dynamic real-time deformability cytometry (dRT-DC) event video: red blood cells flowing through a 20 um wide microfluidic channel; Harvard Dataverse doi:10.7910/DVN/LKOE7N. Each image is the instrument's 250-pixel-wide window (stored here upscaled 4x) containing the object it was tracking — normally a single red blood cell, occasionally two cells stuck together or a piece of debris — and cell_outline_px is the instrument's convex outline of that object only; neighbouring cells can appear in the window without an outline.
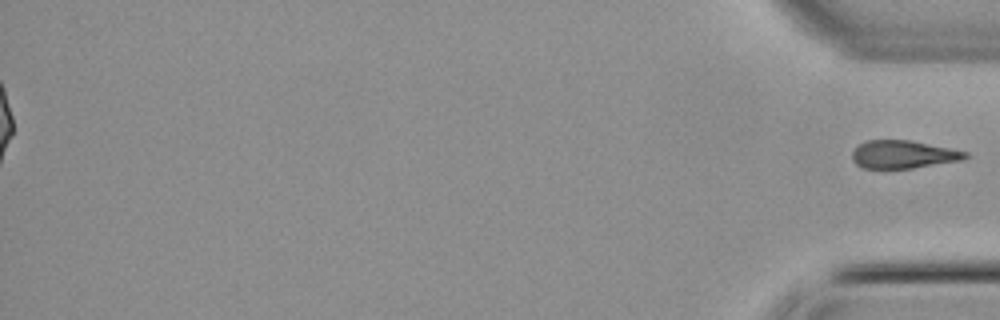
{"species": "common noctule bat (a hibernating species)", "species_latin": "Nyctalus noctula", "temperature_condition": "cold", "stored_images_in_passage": 44, "segment_of_instrument_passage": [2, 2], "camera_frame_rate_fps": 3000, "um_per_image_px": 0.085, "animal": {"sex": "male", "body_mass_g": 21.5, "forearm_length_mm": 52.0}, "frame": {"image": 1, "passage_image": 44, "time_ms": 14.333, "image_size_px": [1000, 320], "cell_outline_px": [[968, 156], [960, 160], [912, 168], [864, 168], [856, 164], [852, 160], [852, 152], [860, 144], [868, 140], [912, 140], [968, 152]], "centroid_in_image_um": [76.75, 13.12], "position_along_channel_um": 358.4, "area_um2": 18.21}}